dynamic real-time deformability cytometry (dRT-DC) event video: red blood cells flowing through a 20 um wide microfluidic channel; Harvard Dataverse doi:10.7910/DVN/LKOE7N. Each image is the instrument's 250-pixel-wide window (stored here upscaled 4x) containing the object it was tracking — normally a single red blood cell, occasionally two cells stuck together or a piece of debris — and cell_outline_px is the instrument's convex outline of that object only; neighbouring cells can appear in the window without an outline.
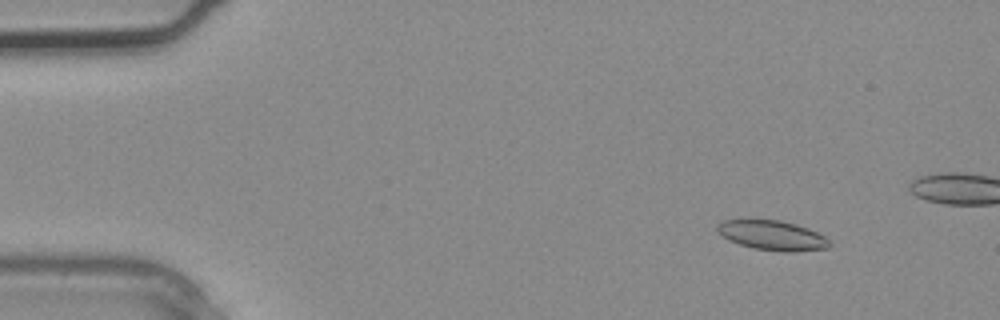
{"species": "common noctule bat (a hibernating species)", "species_latin": "Nyctalus noctula", "temperature_condition": "warm", "stored_images_in_passage": 4, "camera_frame_rate_fps": 3000, "um_per_image_px": 0.085, "animal": {"sex": "male", "body_mass_g": 20.4}, "frame": {"image": 1, "passage_image": 1, "time_ms": 0.0, "image_size_px": [1000, 320], "cell_outline_px": [[832, 244], [828, 248], [792, 252], [784, 252], [752, 248], [728, 240], [716, 228], [716, 224], [724, 220], [780, 220], [796, 224], [808, 228], [824, 236]], "centroid_in_image_um": [65.66, 20.01], "position_along_channel_um": 19.3, "area_um2": 19.31}}